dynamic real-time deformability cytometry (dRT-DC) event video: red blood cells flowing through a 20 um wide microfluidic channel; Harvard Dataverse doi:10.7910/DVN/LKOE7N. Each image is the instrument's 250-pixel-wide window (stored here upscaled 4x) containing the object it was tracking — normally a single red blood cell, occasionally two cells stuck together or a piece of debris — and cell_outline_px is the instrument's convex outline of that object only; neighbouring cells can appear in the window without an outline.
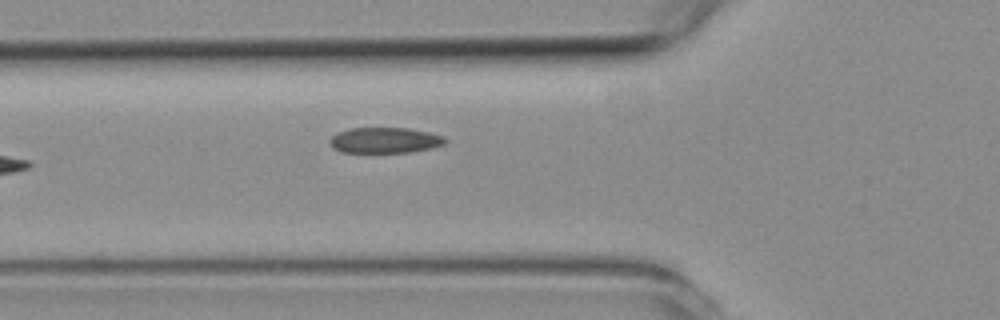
{"species": "common noctule bat (a hibernating species)", "species_latin": "Nyctalus noctula", "temperature_condition": "room temperature", "stored_images_in_passage": 2, "camera_frame_rate_fps": 3000, "um_per_image_px": 0.085, "animal": {"sex": "female", "body_mass_g": 19.3, "forearm_length_mm": 54.1}, "frame": {"image": 1, "passage_image": 2, "time_ms": 1.333, "image_size_px": [1000, 320], "cell_outline_px": [[448, 140], [444, 144], [432, 148], [412, 152], [340, 152], [328, 140], [336, 132], [348, 128], [408, 128], [428, 132], [444, 136]], "centroid_in_image_um": [32.73, 11.91], "position_along_channel_um": 93.1, "area_um2": 17.28}}